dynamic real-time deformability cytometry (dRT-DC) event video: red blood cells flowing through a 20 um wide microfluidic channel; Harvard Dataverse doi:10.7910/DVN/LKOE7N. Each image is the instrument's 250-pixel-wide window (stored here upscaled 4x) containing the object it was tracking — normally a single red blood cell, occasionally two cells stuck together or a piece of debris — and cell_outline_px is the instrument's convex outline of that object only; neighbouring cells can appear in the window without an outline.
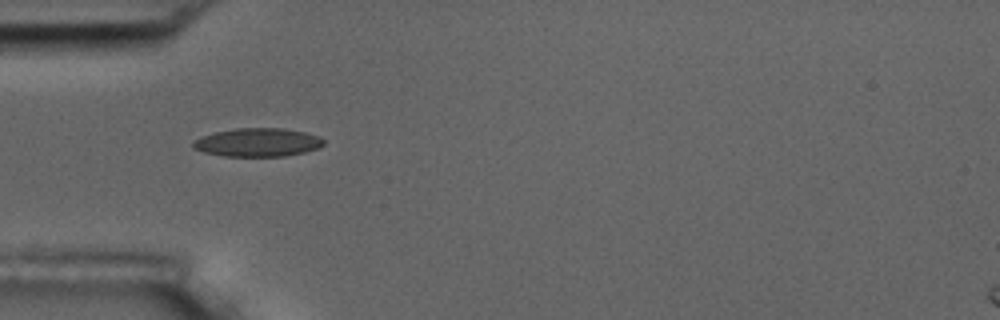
{"species": "common noctule bat (a hibernating species)", "species_latin": "Nyctalus noctula", "temperature_condition": "room temperature", "stored_images_in_passage": 9, "camera_frame_rate_fps": 3000, "um_per_image_px": 0.085, "animal": {"sex": "male", "body_mass_g": 17.5, "forearm_length_mm": 52.3}, "frame": {"image": 1, "passage_image": 1, "time_ms": 0.0, "image_size_px": [1000, 320], "cell_outline_px": [[324, 144], [316, 148], [304, 152], [284, 156], [224, 156], [204, 152], [192, 148], [192, 140], [200, 136], [216, 132], [236, 128], [284, 128], [304, 132], [320, 136], [324, 140]], "centroid_in_image_um": [21.87, 12.09], "position_along_channel_um": 63.1, "area_um2": 21.68}}
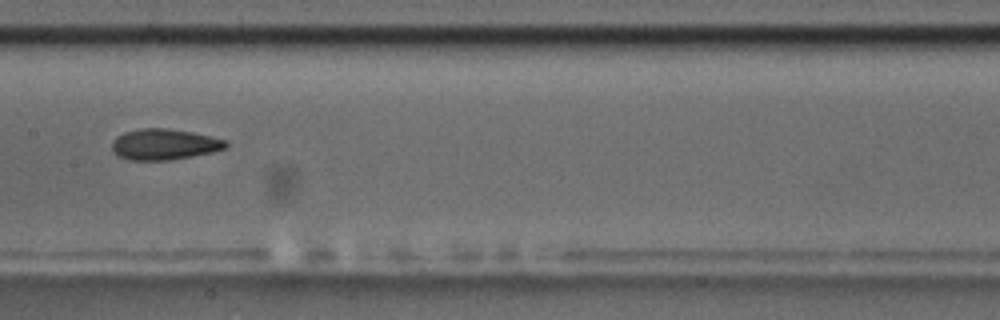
{"frame": {"image": 2, "passage_image": 4, "time_ms": 3.667, "image_size_px": [1000, 320], "cell_outline_px": [[228, 148], [212, 152], [172, 160], [128, 160], [116, 156], [112, 152], [112, 140], [116, 136], [124, 132], [140, 128], [168, 128], [192, 132], [212, 136], [228, 140]], "centroid_in_image_um": [13.95, 12.27], "position_along_channel_um": 193.4, "area_um2": 20.92}}
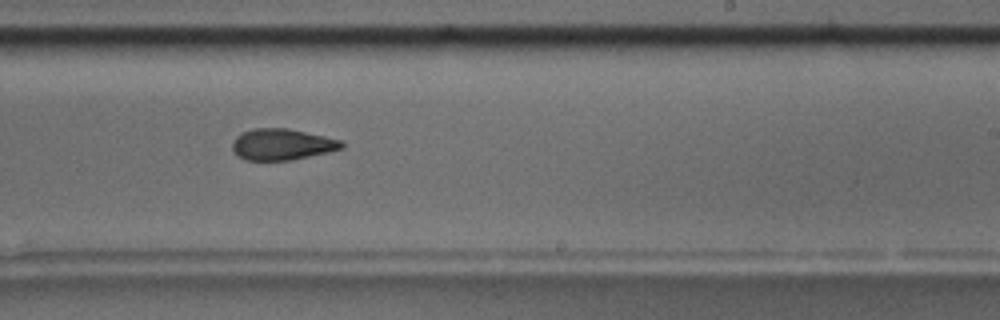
{"frame": {"image": 3, "passage_image": 6, "time_ms": 5.667, "image_size_px": [1000, 320], "cell_outline_px": [[344, 148], [328, 152], [292, 160], [244, 160], [236, 156], [232, 152], [232, 140], [236, 136], [252, 128], [288, 128], [324, 136], [340, 140], [344, 144]], "centroid_in_image_um": [23.92, 12.28], "position_along_channel_um": 265.1, "area_um2": 20.06}}